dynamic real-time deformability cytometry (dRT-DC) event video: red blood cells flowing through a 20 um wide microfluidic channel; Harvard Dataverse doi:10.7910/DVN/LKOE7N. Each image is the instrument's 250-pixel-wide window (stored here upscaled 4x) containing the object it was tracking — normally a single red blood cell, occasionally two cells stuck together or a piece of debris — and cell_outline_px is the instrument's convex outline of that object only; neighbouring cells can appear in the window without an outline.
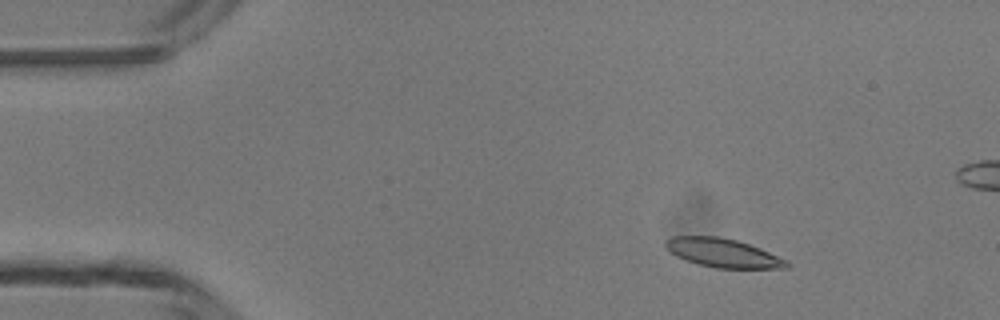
{"species": "common noctule bat (a hibernating species)", "species_latin": "Nyctalus noctula", "temperature_condition": "room temperature", "stored_images_in_passage": 4, "camera_frame_rate_fps": 3000, "um_per_image_px": 0.085, "animal": {"sex": "male", "body_mass_g": 13.3}, "frame": {"image": 1, "passage_image": 2, "time_ms": 1.333, "image_size_px": [1000, 320], "cell_outline_px": [[792, 264], [788, 268], [716, 268], [684, 260], [676, 256], [664, 244], [664, 240], [672, 236], [716, 236], [736, 240], [760, 248], [788, 260]], "centroid_in_image_um": [61.47, 21.5], "position_along_channel_um": 23.5, "area_um2": 20.29}}